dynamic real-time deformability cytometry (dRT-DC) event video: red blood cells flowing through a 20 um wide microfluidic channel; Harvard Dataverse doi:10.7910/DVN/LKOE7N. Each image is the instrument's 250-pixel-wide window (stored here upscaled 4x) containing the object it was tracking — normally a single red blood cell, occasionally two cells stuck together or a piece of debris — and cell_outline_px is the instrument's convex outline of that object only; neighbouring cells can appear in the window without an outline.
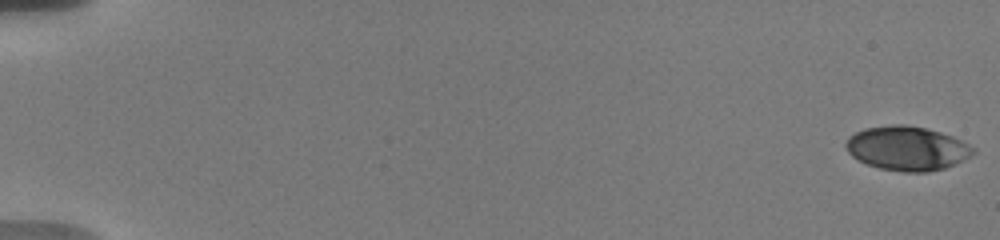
{"species": "human", "species_latin": "Homo sapiens", "temperature_condition": "warm", "stored_images_in_passage": 31, "camera_frame_rate_fps": 3000, "um_per_image_px": 0.085, "donor": {"sex": "male"}, "frame": {"image": 1, "passage_image": 1, "time_ms": 0.0, "image_size_px": [1000, 240], "cell_outline_px": [[976, 152], [944, 168], [928, 172], [904, 172], [880, 168], [868, 164], [852, 156], [848, 152], [844, 144], [848, 136], [864, 128], [892, 124], [904, 124], [924, 128], [940, 132], [952, 136], [976, 148]], "centroid_in_image_um": [77.07, 12.6], "position_along_channel_um": 7.9, "area_um2": 32.54}}
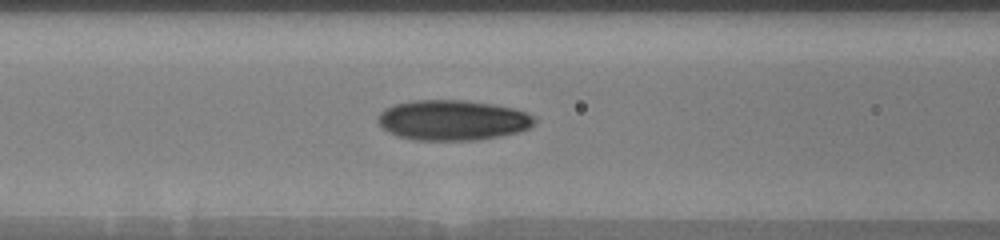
{"frame": {"image": 2, "passage_image": 12, "time_ms": 8.333, "image_size_px": [1000, 240], "cell_outline_px": [[536, 120], [528, 128], [520, 132], [500, 136], [472, 140], [416, 140], [396, 136], [388, 132], [380, 124], [376, 116], [384, 108], [392, 104], [412, 100], [464, 100], [492, 104], [512, 108], [536, 116]], "centroid_in_image_um": [38.43, 10.21], "position_along_channel_um": 128.2, "area_um2": 36.88}}
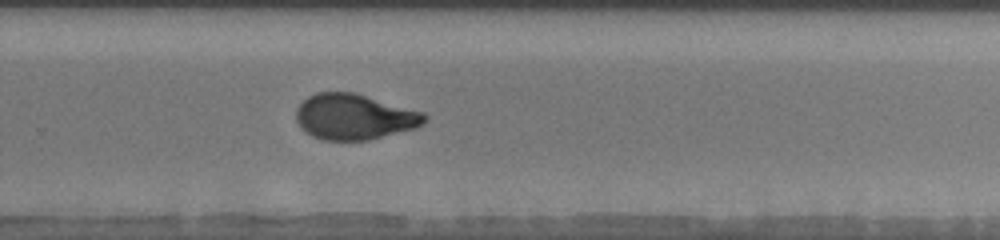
{"frame": {"image": 3, "passage_image": 20, "time_ms": 13.0, "image_size_px": [1000, 240], "cell_outline_px": [[428, 120], [416, 128], [368, 140], [324, 140], [312, 136], [304, 132], [296, 120], [296, 108], [308, 96], [316, 92], [352, 92], [424, 112], [428, 116]], "centroid_in_image_um": [30.11, 9.93], "position_along_channel_um": 299.7, "area_um2": 34.16}, "authors_computed_cell_mechanics": {"area_um2": 33.9864, "velocity_mm_per_s": 3.686, "shape_relaxation_time_tau1_ms": null, "shape_relaxation_time_tau2_ms": 1.164, "deformation_change_tau1": null, "deformation_change_tau2": 0.063}}